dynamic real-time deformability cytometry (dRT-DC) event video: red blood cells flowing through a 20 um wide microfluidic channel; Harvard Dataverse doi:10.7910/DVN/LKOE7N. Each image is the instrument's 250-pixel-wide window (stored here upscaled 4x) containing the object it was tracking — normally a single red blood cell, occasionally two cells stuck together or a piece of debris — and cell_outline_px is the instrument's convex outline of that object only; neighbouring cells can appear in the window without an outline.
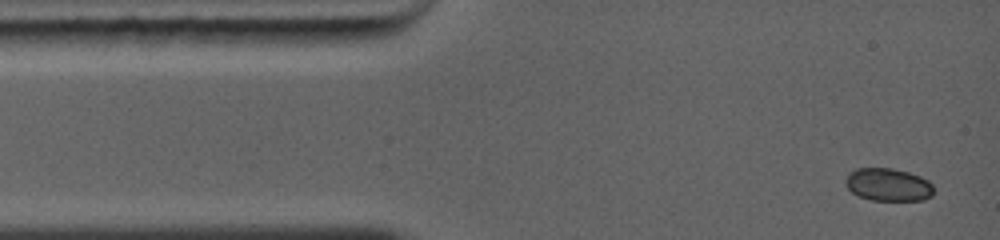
{"species": "common noctule bat (a hibernating species)", "species_latin": "Nyctalus noctula", "temperature_condition": "warm", "stored_images_in_passage": 26, "camera_frame_rate_fps": 5000, "um_per_image_px": 0.085, "animal": {"sex": "female", "body_mass_g": 19.0, "forearm_length_mm": 56.7}, "frame": {"image": 1, "passage_image": 1, "time_ms": 0.0, "image_size_px": [1000, 240], "cell_outline_px": [[932, 196], [924, 200], [872, 200], [856, 196], [848, 188], [844, 180], [848, 172], [856, 168], [892, 168], [908, 172], [920, 176], [928, 180], [932, 184]], "centroid_in_image_um": [75.46, 15.69], "position_along_channel_um": 9.5, "area_um2": 16.99}}
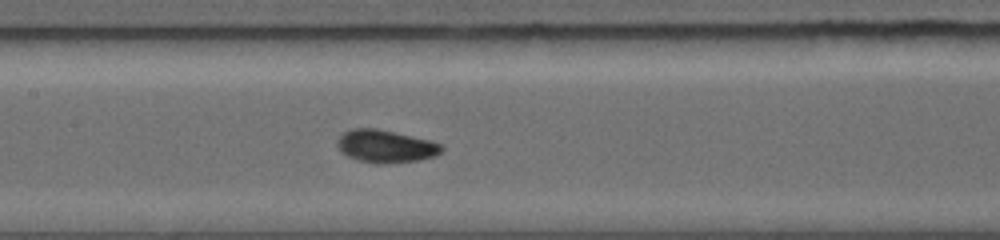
{"frame": {"image": 2, "passage_image": 12, "time_ms": 5.2, "image_size_px": [1000, 240], "cell_outline_px": [[444, 148], [436, 156], [420, 160], [388, 164], [376, 164], [360, 160], [348, 156], [340, 152], [336, 144], [336, 140], [344, 132], [352, 128], [376, 128], [428, 140], [444, 144]], "centroid_in_image_um": [32.77, 12.44], "position_along_channel_um": 174.6, "area_um2": 20.0}}
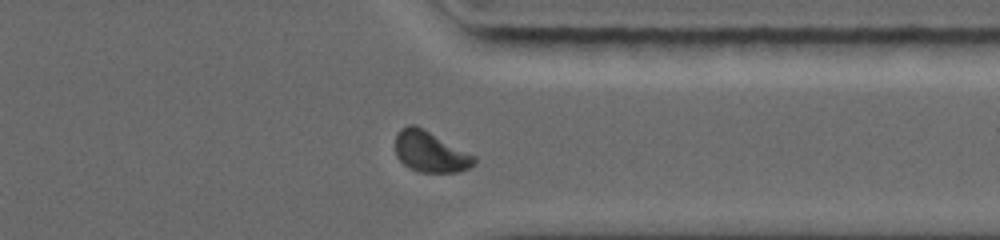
{"frame": {"image": 3, "passage_image": 22, "time_ms": 9.8, "image_size_px": [1000, 240], "cell_outline_px": [[476, 164], [468, 168], [456, 172], [420, 172], [408, 168], [396, 156], [396, 132], [400, 128], [408, 124], [416, 124], [476, 156]], "centroid_in_image_um": [36.56, 12.88], "position_along_channel_um": 374.8, "area_um2": 18.96}, "authors_computed_cell_mechanics": {"area_um2": 18.6116, "velocity_mm_per_s": 4.3584, "shape_relaxation_time_tau1_ms": 2.2499, "shape_relaxation_time_tau2_ms": 1.9198, "deformation_change_tau1": 0.1316, "deformation_change_tau2": 0.0717}}